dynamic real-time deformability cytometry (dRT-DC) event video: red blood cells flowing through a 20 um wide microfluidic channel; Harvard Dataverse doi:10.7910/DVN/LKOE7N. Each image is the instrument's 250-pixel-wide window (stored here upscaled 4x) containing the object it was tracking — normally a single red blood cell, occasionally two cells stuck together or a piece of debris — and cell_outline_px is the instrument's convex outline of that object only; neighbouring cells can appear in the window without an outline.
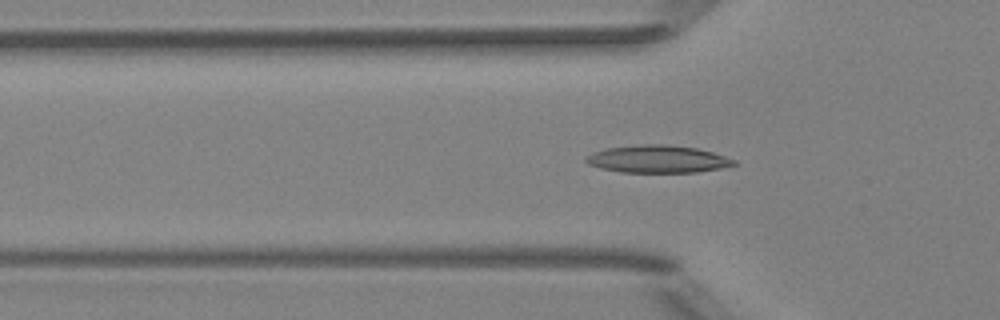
{"species": "Egyptian fruit bat (a non-hibernating species)", "species_latin": "Rousettus aegyptiacus", "temperature_condition": "room temperature", "stored_images_in_passage": 44, "camera_frame_rate_fps": 3000, "um_per_image_px": 0.085, "animal": {"sex": "female"}, "frame": {"image": 1, "passage_image": 16, "time_ms": 5.0, "image_size_px": [1000, 320], "cell_outline_px": [[740, 164], [720, 168], [696, 172], [620, 172], [600, 168], [588, 164], [584, 160], [584, 156], [592, 152], [604, 148], [640, 144], [664, 144], [696, 148], [712, 152], [736, 160]], "centroid_in_image_um": [55.86, 13.51], "position_along_channel_um": 69.9, "area_um2": 23.87}}
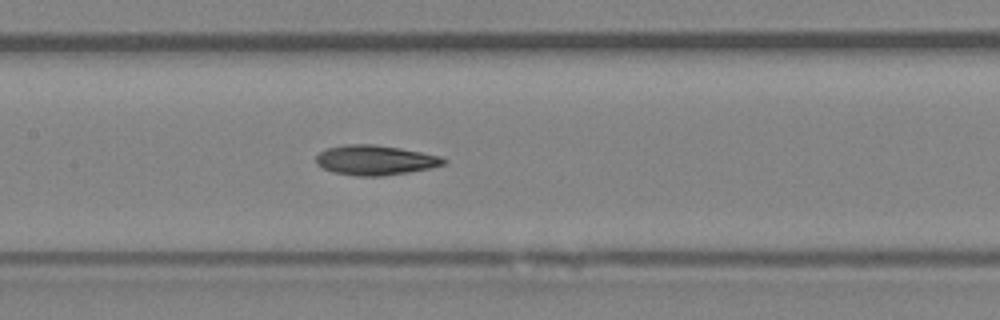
{"frame": {"image": 2, "passage_image": 24, "time_ms": 7.667, "image_size_px": [1000, 320], "cell_outline_px": [[448, 160], [444, 164], [432, 168], [408, 172], [380, 176], [356, 176], [332, 172], [316, 164], [316, 156], [320, 152], [328, 148], [344, 144], [372, 144], [400, 148], [444, 156]], "centroid_in_image_um": [31.92, 13.61], "position_along_channel_um": 175.5, "area_um2": 22.31}}
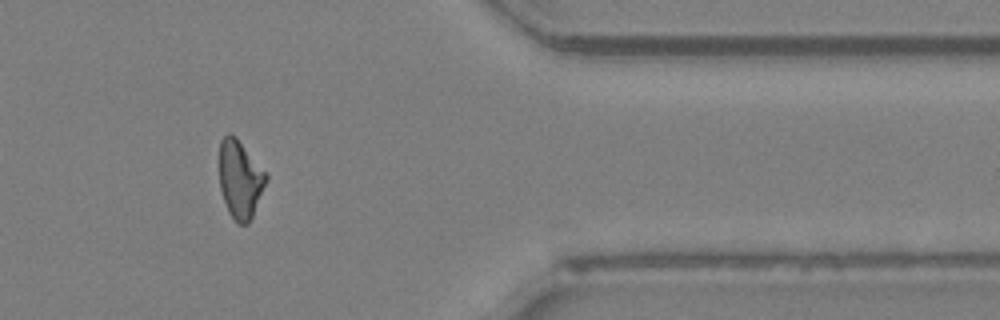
{"frame": {"image": 3, "passage_image": 42, "time_ms": 13.667, "image_size_px": [1000, 320], "cell_outline_px": [[268, 180], [252, 216], [248, 224], [240, 224], [228, 212], [220, 188], [220, 140], [228, 132], [236, 136], [268, 176]], "centroid_in_image_um": [20.41, 15.22], "position_along_channel_um": 391.0, "area_um2": 20.98}, "authors_computed_cell_mechanics": {"area_um2": 22.0796, "velocity_mm_per_s": 3.9696, "shape_relaxation_time_tau1_ms": 6.9624, "shape_relaxation_time_tau2_ms": 4.5027, "deformation_change_tau1": 0.1626, "deformation_change_tau2": 0.1171}}